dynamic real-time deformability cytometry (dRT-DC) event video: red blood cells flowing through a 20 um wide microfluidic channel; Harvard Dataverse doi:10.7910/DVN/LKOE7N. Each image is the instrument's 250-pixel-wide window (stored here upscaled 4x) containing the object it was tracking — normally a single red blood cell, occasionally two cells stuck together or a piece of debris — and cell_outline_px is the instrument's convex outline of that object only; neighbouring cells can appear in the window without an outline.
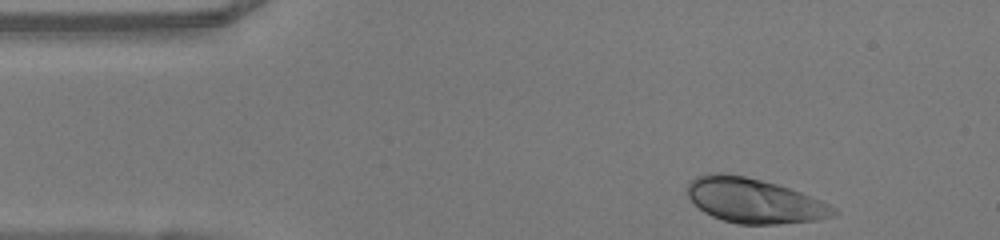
{"species": "human", "species_latin": "Homo sapiens", "temperature_condition": "warm", "stored_images_in_passage": 35, "camera_frame_rate_fps": 3000, "um_per_image_px": 0.085, "donor": {"sex": "female"}, "frame": {"image": 1, "passage_image": 1, "time_ms": 0.0, "image_size_px": [1000, 240], "cell_outline_px": [[840, 212], [836, 216], [820, 220], [780, 224], [736, 224], [712, 216], [704, 212], [688, 196], [688, 184], [696, 176], [712, 172], [720, 172], [744, 176], [776, 184], [800, 192], [820, 200], [836, 208]], "centroid_in_image_um": [64.14, 17.07], "position_along_channel_um": 20.9, "area_um2": 38.03}}
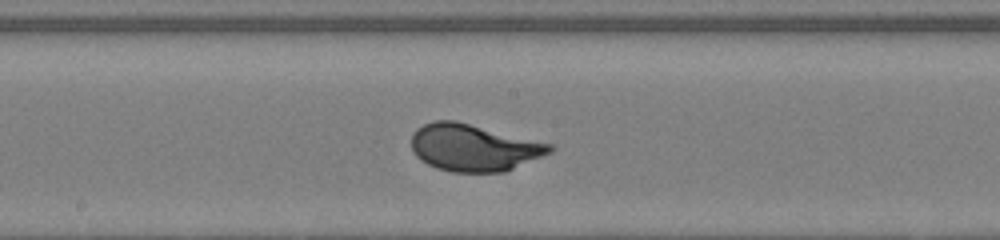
{"frame": {"image": 2, "passage_image": 20, "time_ms": 6.333, "image_size_px": [1000, 240], "cell_outline_px": [[556, 148], [552, 152], [544, 156], [504, 172], [452, 172], [436, 168], [420, 160], [412, 152], [412, 136], [416, 128], [432, 120], [456, 120], [556, 144]], "centroid_in_image_um": [40.31, 12.53], "position_along_channel_um": 207.9, "area_um2": 38.55}}
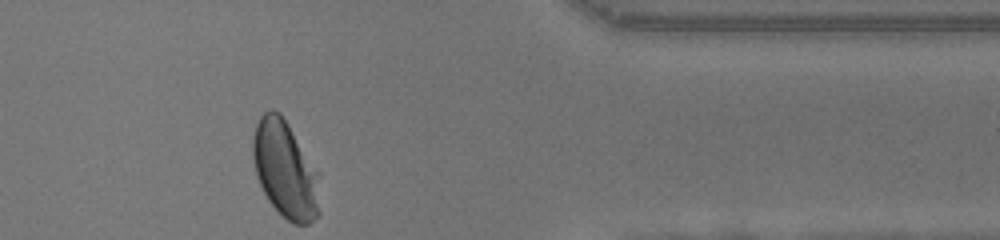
{"frame": {"image": 3, "passage_image": 35, "time_ms": 11.333, "image_size_px": [1000, 240], "cell_outline_px": [[320, 212], [308, 224], [292, 224], [268, 200], [256, 176], [252, 156], [252, 140], [256, 124], [260, 116], [264, 112], [280, 112], [320, 172]], "centroid_in_image_um": [24.27, 14.43], "position_along_channel_um": 387.1, "area_um2": 38.09}, "authors_computed_cell_mechanics": {"area_um2": 37.3388, "velocity_mm_per_s": 4.0644, "shape_relaxation_time_tau1_ms": 3.3008, "shape_relaxation_time_tau2_ms": null, "deformation_change_tau1": 0.1713, "deformation_change_tau2": null}}